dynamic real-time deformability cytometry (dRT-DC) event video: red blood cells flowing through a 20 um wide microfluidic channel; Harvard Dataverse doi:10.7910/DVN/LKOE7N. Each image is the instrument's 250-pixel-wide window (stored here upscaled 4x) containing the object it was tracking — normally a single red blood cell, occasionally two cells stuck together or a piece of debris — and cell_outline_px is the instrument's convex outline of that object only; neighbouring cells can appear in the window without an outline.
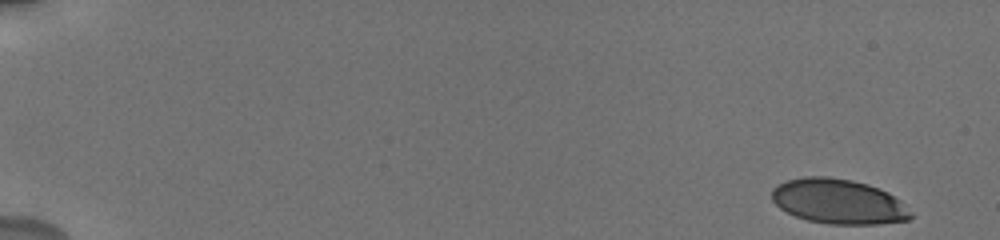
{"species": "human", "species_latin": "Homo sapiens", "temperature_condition": "cold", "stored_images_in_passage": 20, "camera_frame_rate_fps": 3000, "um_per_image_px": 0.085, "donor": {"sex": "male"}, "frame": {"image": 1, "passage_image": 1, "time_ms": 0.0, "image_size_px": [1000, 240], "cell_outline_px": [[912, 216], [908, 220], [876, 224], [828, 224], [808, 220], [796, 216], [780, 208], [772, 200], [772, 188], [776, 184], [788, 180], [804, 176], [828, 176], [852, 180], [868, 184], [880, 188], [888, 192], [900, 200]], "centroid_in_image_um": [71.24, 17.11], "position_along_channel_um": 13.8, "area_um2": 36.3}}
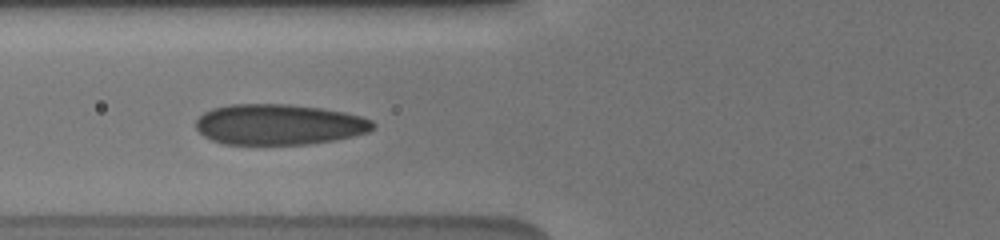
{"frame": {"image": 2, "passage_image": 16, "time_ms": 7.0, "image_size_px": [1000, 240], "cell_outline_px": [[376, 124], [368, 132], [352, 136], [332, 140], [308, 144], [224, 144], [212, 140], [204, 136], [196, 128], [196, 120], [204, 112], [212, 108], [228, 104], [288, 104], [320, 108], [344, 112], [360, 116], [372, 120]], "centroid_in_image_um": [23.69, 10.57], "position_along_channel_um": 102.1, "area_um2": 41.85}}
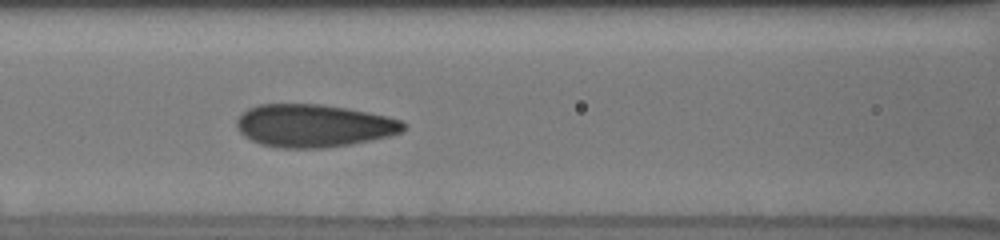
{"frame": {"image": 3, "passage_image": 18, "time_ms": 8.0, "image_size_px": [1000, 240], "cell_outline_px": [[408, 124], [404, 132], [388, 136], [348, 144], [324, 148], [280, 148], [260, 144], [244, 136], [240, 132], [236, 124], [236, 120], [248, 108], [260, 104], [324, 104], [348, 108], [368, 112], [404, 120]], "centroid_in_image_um": [26.69, 10.68], "position_along_channel_um": 139.9, "area_um2": 41.73}}